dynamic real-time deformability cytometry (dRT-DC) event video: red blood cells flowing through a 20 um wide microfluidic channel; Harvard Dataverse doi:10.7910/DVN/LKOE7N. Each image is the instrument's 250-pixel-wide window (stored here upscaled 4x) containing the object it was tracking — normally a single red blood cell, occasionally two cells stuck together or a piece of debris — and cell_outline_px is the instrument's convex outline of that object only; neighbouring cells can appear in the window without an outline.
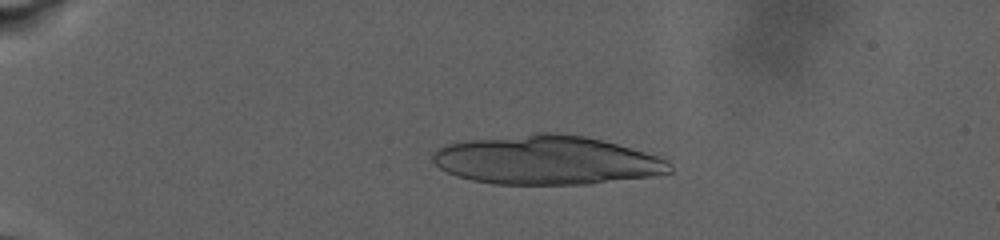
{"species": "human", "species_latin": "Homo sapiens", "temperature_condition": "warm", "stored_images_in_passage": 23, "camera_frame_rate_fps": 3000, "um_per_image_px": 0.085, "donor": {"sex": "male"}, "frame": {"image": 1, "passage_image": 10, "time_ms": 2.667, "image_size_px": [1000, 240], "cell_outline_px": [[672, 172], [652, 176], [588, 184], [496, 184], [472, 180], [448, 172], [440, 168], [432, 160], [432, 156], [444, 144], [464, 140], [536, 132], [556, 132], [584, 136], [616, 144], [656, 156], [668, 160], [672, 164]], "centroid_in_image_um": [46.45, 13.6], "position_along_channel_um": 38.6, "area_um2": 67.51}}